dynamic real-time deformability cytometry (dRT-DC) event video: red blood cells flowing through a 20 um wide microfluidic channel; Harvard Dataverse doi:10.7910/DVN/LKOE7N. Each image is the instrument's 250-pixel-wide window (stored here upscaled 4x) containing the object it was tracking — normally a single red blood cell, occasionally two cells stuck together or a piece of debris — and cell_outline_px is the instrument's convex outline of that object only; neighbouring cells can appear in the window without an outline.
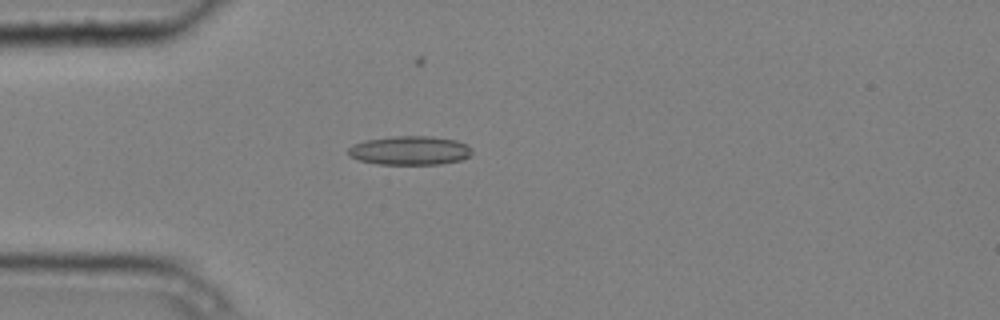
{"species": "common noctule bat (a hibernating species)", "species_latin": "Nyctalus noctula", "temperature_condition": "cold", "stored_images_in_passage": 5, "camera_frame_rate_fps": 3000, "um_per_image_px": 0.085, "animal": {"sex": "male", "body_mass_g": 20.4}, "frame": {"image": 1, "passage_image": 5, "time_ms": 1.333, "image_size_px": [1000, 320], "cell_outline_px": [[472, 152], [468, 156], [460, 160], [440, 164], [376, 164], [360, 160], [348, 156], [348, 148], [352, 144], [364, 140], [392, 136], [432, 136], [456, 140], [468, 144], [472, 148]], "centroid_in_image_um": [34.82, 12.78], "position_along_channel_um": 50.2, "area_um2": 21.04}}